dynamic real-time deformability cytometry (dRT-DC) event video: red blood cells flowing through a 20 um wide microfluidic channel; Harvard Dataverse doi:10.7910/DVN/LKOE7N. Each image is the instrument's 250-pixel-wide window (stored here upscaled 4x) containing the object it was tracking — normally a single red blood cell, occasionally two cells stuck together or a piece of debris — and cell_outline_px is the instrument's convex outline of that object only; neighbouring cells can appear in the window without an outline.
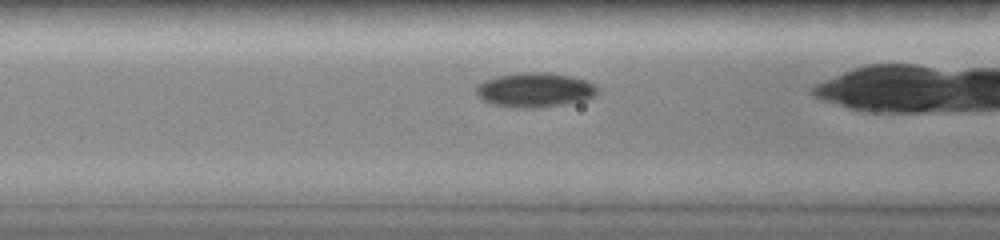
{"species": "common noctule bat (a hibernating species)", "species_latin": "Nyctalus noctula", "temperature_condition": "room temperature", "stored_images_in_passage": 30, "camera_frame_rate_fps": 3000, "um_per_image_px": 0.085, "animal": {"sex": "female", "body_mass_g": 19.0, "forearm_length_mm": 51.5}, "frame": {"image": 1, "passage_image": 9, "time_ms": 2.667, "image_size_px": [1000, 240], "cell_outline_px": [[596, 92], [592, 96], [584, 100], [564, 104], [540, 108], [512, 108], [492, 104], [484, 100], [476, 92], [476, 88], [484, 80], [496, 76], [516, 72], [548, 72], [572, 76], [584, 80], [592, 84], [596, 88]], "centroid_in_image_um": [45.42, 7.64], "position_along_channel_um": 121.2, "area_um2": 24.33}}